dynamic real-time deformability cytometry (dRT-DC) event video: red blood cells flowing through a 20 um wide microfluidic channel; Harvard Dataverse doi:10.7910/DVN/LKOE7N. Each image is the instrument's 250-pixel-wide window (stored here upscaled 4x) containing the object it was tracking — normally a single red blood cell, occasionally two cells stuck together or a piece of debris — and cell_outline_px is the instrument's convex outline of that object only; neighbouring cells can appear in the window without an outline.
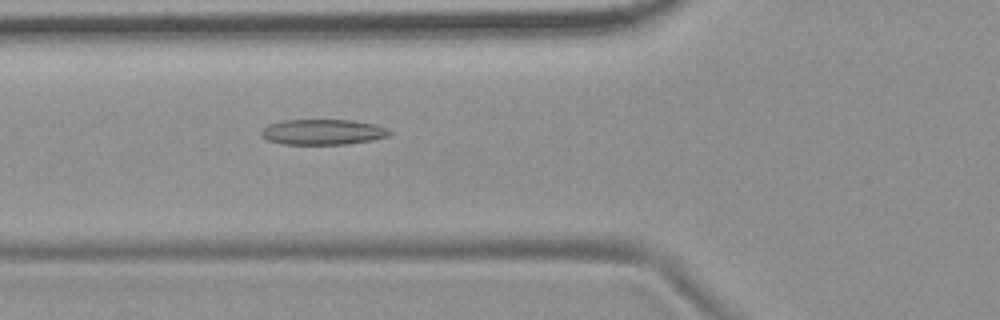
{"species": "common noctule bat (a hibernating species)", "species_latin": "Nyctalus noctula", "temperature_condition": "room temperature", "stored_images_in_passage": 54, "camera_frame_rate_fps": 3000, "um_per_image_px": 0.085, "animal": {"sex": "female", "body_mass_g": 19.9}, "frame": {"image": 1, "passage_image": 20, "time_ms": 6.333, "image_size_px": [1000, 320], "cell_outline_px": [[392, 132], [388, 136], [372, 140], [348, 144], [284, 144], [268, 140], [260, 132], [268, 124], [280, 120], [352, 120], [376, 124], [388, 128]], "centroid_in_image_um": [27.47, 11.21], "position_along_channel_um": 98.3, "area_um2": 19.07}}
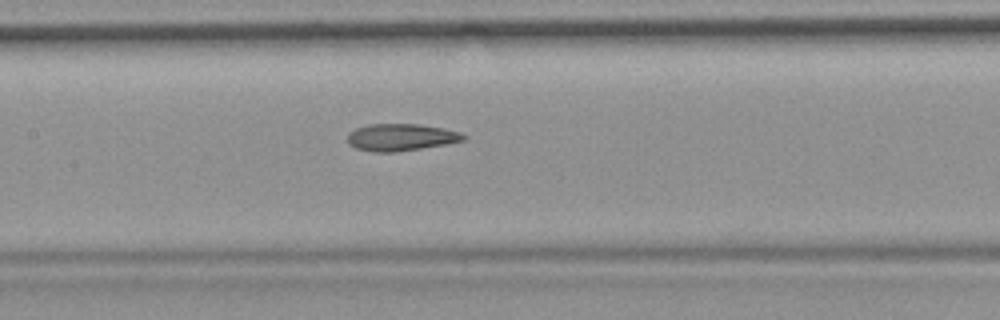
{"frame": {"image": 2, "passage_image": 26, "time_ms": 8.333, "image_size_px": [1000, 320], "cell_outline_px": [[468, 136], [464, 140], [444, 144], [420, 148], [392, 152], [372, 152], [356, 148], [348, 144], [348, 132], [356, 128], [368, 124], [420, 124], [444, 128], [460, 132]], "centroid_in_image_um": [34.06, 11.66], "position_along_channel_um": 173.3, "area_um2": 18.26}}
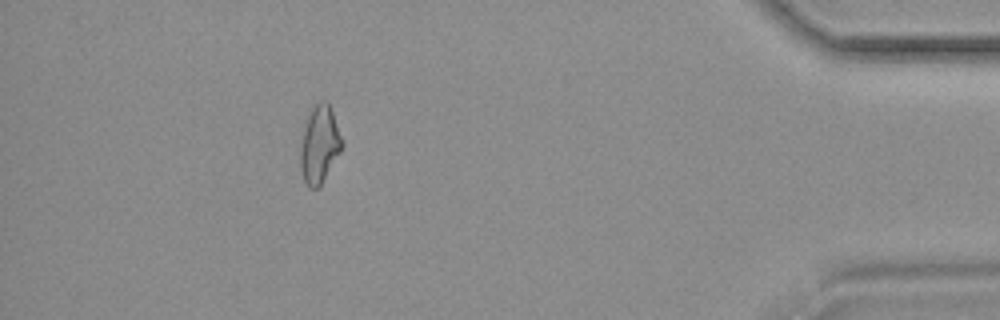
{"frame": {"image": 3, "passage_image": 49, "time_ms": 16.0, "image_size_px": [1000, 320], "cell_outline_px": [[344, 144], [340, 152], [320, 184], [316, 188], [308, 188], [304, 180], [300, 168], [300, 144], [304, 128], [308, 116], [312, 108], [320, 100], [328, 100]], "centroid_in_image_um": [27.15, 12.25], "position_along_channel_um": 408.1, "area_um2": 18.55}, "authors_computed_cell_mechanics": {"area_um2": 18.8139, "velocity_mm_per_s": 3.7341, "shape_relaxation_time_tau1_ms": null, "shape_relaxation_time_tau2_ms": 3.6235, "deformation_change_tau1": null, "deformation_change_tau2": 0.1178}}